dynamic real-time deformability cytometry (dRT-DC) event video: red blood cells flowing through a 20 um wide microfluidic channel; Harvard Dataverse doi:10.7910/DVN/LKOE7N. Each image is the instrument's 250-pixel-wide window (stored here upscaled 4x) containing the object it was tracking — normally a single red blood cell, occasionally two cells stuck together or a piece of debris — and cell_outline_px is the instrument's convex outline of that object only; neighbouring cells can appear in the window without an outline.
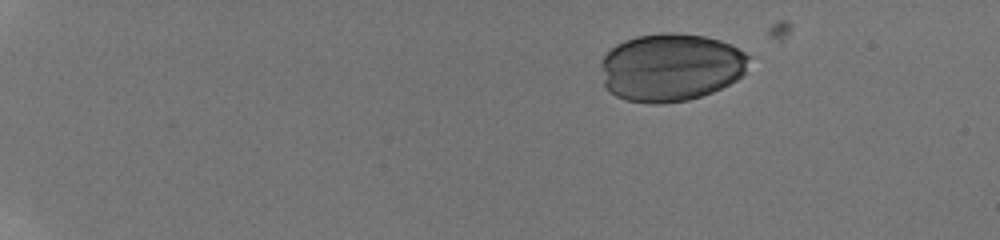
{"species": "human", "species_latin": "Homo sapiens", "temperature_condition": "room temperature", "stored_images_in_passage": 6, "camera_frame_rate_fps": 3000, "um_per_image_px": 0.085, "donor": {"sex": "male"}, "frame": {"image": 1, "passage_image": 2, "time_ms": 1.333, "image_size_px": [1000, 240], "cell_outline_px": [[752, 56], [744, 76], [712, 92], [688, 100], [660, 104], [652, 104], [624, 100], [608, 92], [604, 88], [600, 68], [600, 64], [604, 56], [616, 44], [624, 40], [636, 36], [660, 32], [676, 32], [704, 36], [720, 40], [732, 44]], "centroid_in_image_um": [57.02, 5.72], "position_along_channel_um": 28.0, "area_um2": 59.59}}